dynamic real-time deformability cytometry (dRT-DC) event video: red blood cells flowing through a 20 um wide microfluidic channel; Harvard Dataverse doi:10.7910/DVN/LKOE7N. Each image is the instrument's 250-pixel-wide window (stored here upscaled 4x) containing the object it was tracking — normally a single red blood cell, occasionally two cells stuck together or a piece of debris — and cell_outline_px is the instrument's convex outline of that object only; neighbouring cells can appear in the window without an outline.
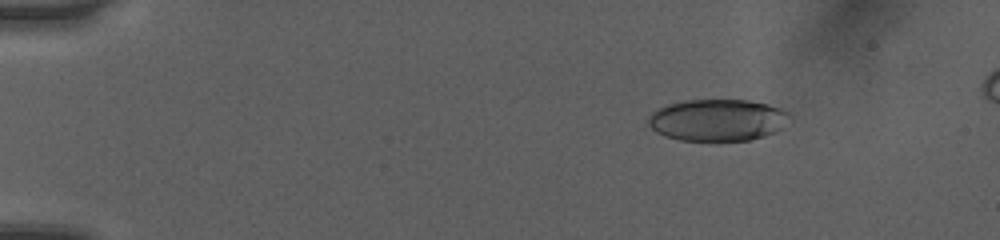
{"species": "human", "species_latin": "Homo sapiens", "temperature_condition": "room temperature", "stored_images_in_passage": 51, "camera_frame_rate_fps": 3000, "um_per_image_px": 0.085, "donor": {"sex": "female"}, "frame": {"image": 1, "passage_image": 8, "time_ms": 2.333, "image_size_px": [1000, 240], "cell_outline_px": [[792, 120], [776, 132], [764, 136], [748, 140], [680, 140], [664, 136], [656, 132], [648, 124], [648, 116], [652, 112], [668, 104], [684, 100], [748, 100], [768, 104], [780, 108], [788, 112], [792, 116]], "centroid_in_image_um": [61.03, 10.2], "position_along_channel_um": 24.0, "area_um2": 34.62}}
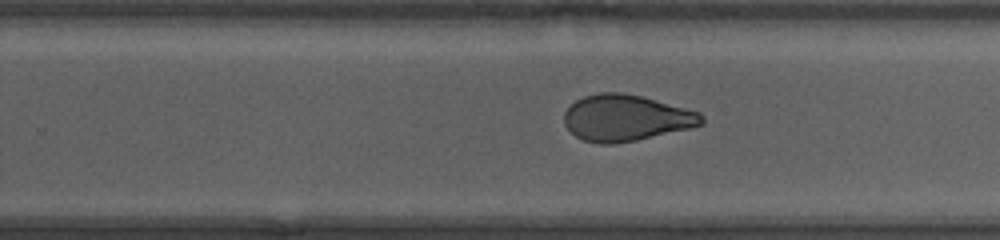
{"frame": {"image": 2, "passage_image": 34, "time_ms": 11.0, "image_size_px": [1000, 240], "cell_outline_px": [[704, 124], [688, 128], [636, 140], [612, 144], [600, 144], [584, 140], [576, 136], [564, 124], [564, 112], [576, 100], [584, 96], [600, 92], [620, 92], [644, 96], [700, 112], [704, 116]], "centroid_in_image_um": [53.21, 10.01], "position_along_channel_um": 276.6, "area_um2": 36.99}}
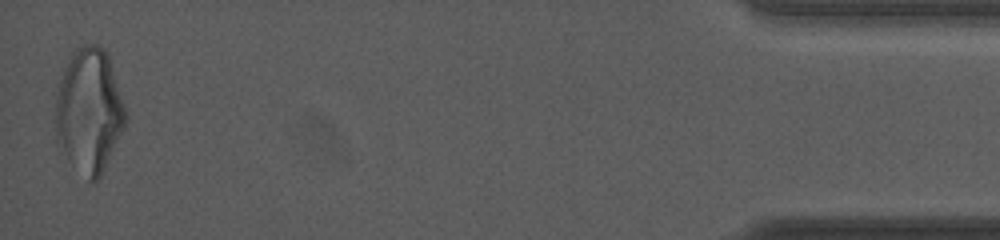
{"frame": {"image": 3, "passage_image": 51, "time_ms": 16.667, "image_size_px": [1000, 240], "cell_outline_px": [[128, 120], [100, 176], [96, 180], [88, 180], [68, 160], [56, 144], [56, 96], [60, 80], [64, 68], [72, 52], [76, 48], [84, 44], [96, 44], [104, 48], [108, 56], [128, 116]], "centroid_in_image_um": [7.57, 9.4], "position_along_channel_um": 427.6, "area_um2": 50.58}, "authors_computed_cell_mechanics": {"area_um2": 37.0498, "velocity_mm_per_s": 4.0865, "shape_relaxation_time_tau1_ms": 8.9067, "shape_relaxation_time_tau2_ms": 1.2447, "deformation_change_tau1": 0.244, "deformation_change_tau2": 0.0774}}